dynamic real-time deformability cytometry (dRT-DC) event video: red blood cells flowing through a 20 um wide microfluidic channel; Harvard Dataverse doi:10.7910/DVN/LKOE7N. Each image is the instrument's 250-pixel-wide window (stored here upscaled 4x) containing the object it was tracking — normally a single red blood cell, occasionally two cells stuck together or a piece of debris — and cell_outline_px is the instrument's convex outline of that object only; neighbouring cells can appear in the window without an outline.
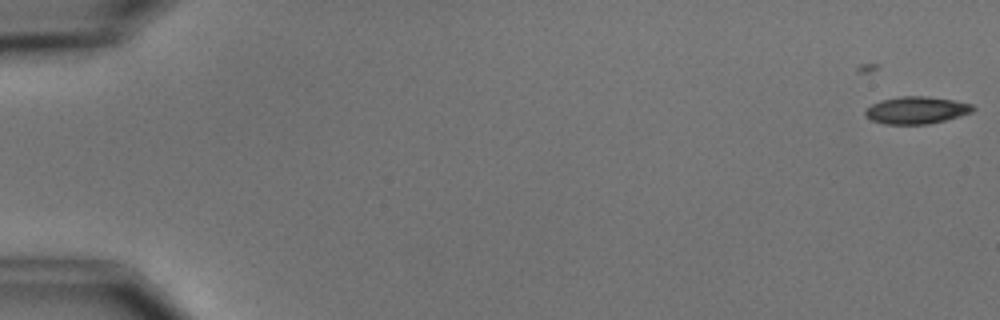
{"species": "common noctule bat (a hibernating species)", "species_latin": "Nyctalus noctula", "temperature_condition": "cold", "stored_images_in_passage": 7, "camera_frame_rate_fps": 3000, "um_per_image_px": 0.085, "animal": {"sex": "male", "body_mass_g": 15.6}, "frame": {"image": 1, "passage_image": 2, "time_ms": 1.333, "image_size_px": [1000, 320], "cell_outline_px": [[976, 108], [972, 112], [960, 116], [928, 124], [884, 124], [872, 120], [864, 116], [864, 112], [872, 104], [880, 100], [900, 96], [924, 96], [952, 100], [972, 104]], "centroid_in_image_um": [77.88, 9.36], "position_along_channel_um": 7.1, "area_um2": 17.05}}
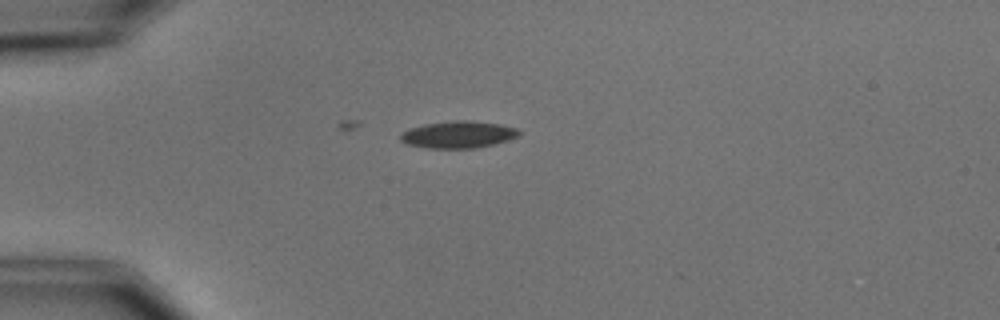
{"frame": {"image": 2, "passage_image": 6, "time_ms": 6.0, "image_size_px": [1000, 320], "cell_outline_px": [[520, 136], [508, 140], [476, 148], [424, 148], [408, 144], [400, 140], [400, 136], [408, 128], [424, 124], [452, 120], [468, 120], [500, 124], [520, 128]], "centroid_in_image_um": [38.97, 11.43], "position_along_channel_um": 46.0, "area_um2": 18.79}}